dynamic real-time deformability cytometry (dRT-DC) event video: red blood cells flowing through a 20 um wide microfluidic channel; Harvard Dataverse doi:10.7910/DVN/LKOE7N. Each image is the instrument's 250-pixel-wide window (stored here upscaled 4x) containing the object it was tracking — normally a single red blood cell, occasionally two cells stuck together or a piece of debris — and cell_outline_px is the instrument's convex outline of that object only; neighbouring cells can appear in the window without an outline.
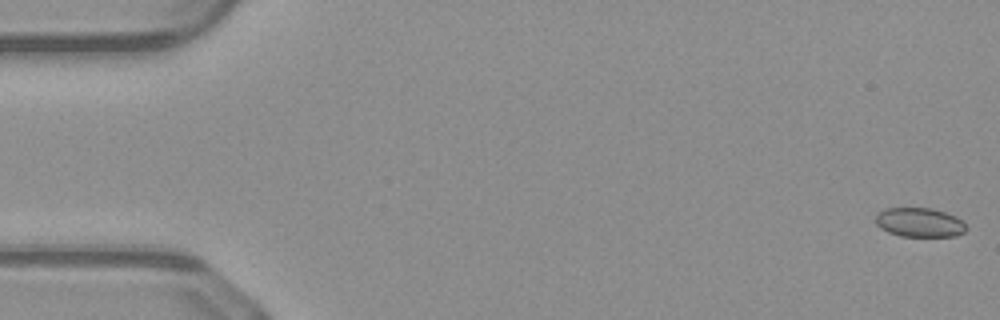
{"species": "common noctule bat (a hibernating species)", "species_latin": "Nyctalus noctula", "temperature_condition": "warm", "stored_images_in_passage": 52, "camera_frame_rate_fps": 3000, "um_per_image_px": 0.085, "animal": {"sex": "male", "body_mass_g": 23.1, "forearm_length_mm": 52.7}, "frame": {"image": 1, "passage_image": 1, "time_ms": 0.0, "image_size_px": [1000, 320], "cell_outline_px": [[968, 228], [964, 232], [956, 236], [900, 236], [888, 232], [880, 228], [876, 224], [876, 216], [884, 208], [932, 208], [956, 216]], "centroid_in_image_um": [78.16, 18.91], "position_along_channel_um": 6.8, "area_um2": 15.37}}
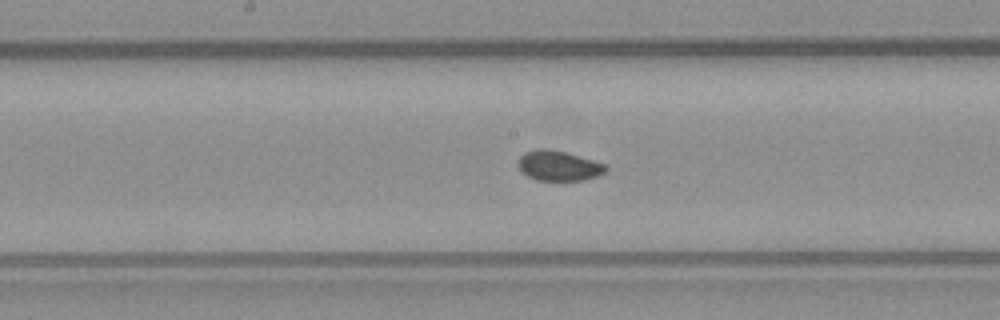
{"frame": {"image": 2, "passage_image": 26, "time_ms": 8.333, "image_size_px": [1000, 320], "cell_outline_px": [[608, 168], [604, 172], [596, 176], [584, 180], [536, 180], [520, 172], [516, 164], [520, 156], [524, 152], [536, 148], [544, 148], [564, 152], [592, 160], [604, 164]], "centroid_in_image_um": [47.4, 14.08], "position_along_channel_um": 200.8, "area_um2": 15.32}}
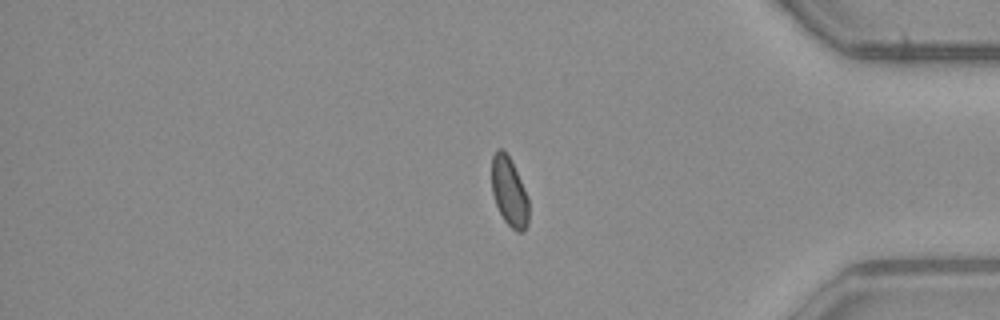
{"frame": {"image": 3, "passage_image": 42, "time_ms": 13.667, "image_size_px": [1000, 320], "cell_outline_px": [[528, 224], [524, 232], [516, 232], [504, 220], [496, 204], [492, 192], [492, 156], [496, 148], [504, 148], [520, 180], [528, 200]], "centroid_in_image_um": [43.27, 16.31], "position_along_channel_um": 391.9, "area_um2": 14.68}, "authors_computed_cell_mechanics": {"area_um2": 15.5482, "velocity_mm_per_s": 4.1083, "shape_relaxation_time_tau1_ms": 2.4408, "shape_relaxation_time_tau2_ms": 9.1793, "deformation_change_tau1": 0.0391, "deformation_change_tau2": 0.0602}}